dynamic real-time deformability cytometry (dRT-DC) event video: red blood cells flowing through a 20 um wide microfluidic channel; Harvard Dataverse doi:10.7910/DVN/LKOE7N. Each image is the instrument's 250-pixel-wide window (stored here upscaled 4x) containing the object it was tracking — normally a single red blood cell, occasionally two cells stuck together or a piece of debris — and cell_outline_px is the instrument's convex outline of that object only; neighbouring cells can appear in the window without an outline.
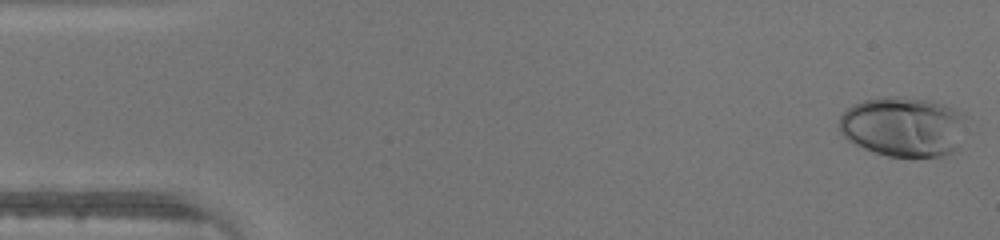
{"species": "human", "species_latin": "Homo sapiens", "temperature_condition": "warm", "stored_images_in_passage": 46, "camera_frame_rate_fps": 3000, "um_per_image_px": 0.085, "donor": {"sex": "male"}, "frame": {"image": 1, "passage_image": 1, "time_ms": 0.0, "image_size_px": [1000, 240], "cell_outline_px": [[964, 116], [956, 148], [952, 152], [940, 156], [888, 156], [864, 148], [848, 140], [840, 132], [840, 116], [848, 108], [864, 100], [884, 96], [904, 96], [928, 100], [944, 104], [960, 112]], "centroid_in_image_um": [76.73, 10.74], "position_along_channel_um": 8.3, "area_um2": 43.7}}
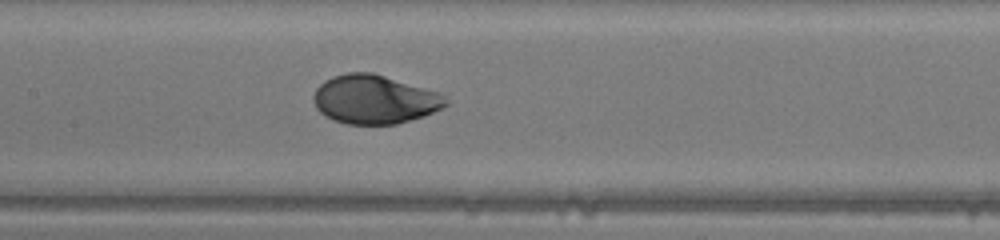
{"frame": {"image": 2, "passage_image": 22, "time_ms": 7.0, "image_size_px": [1000, 240], "cell_outline_px": [[448, 104], [444, 108], [424, 116], [396, 124], [348, 124], [332, 120], [324, 116], [316, 108], [312, 100], [312, 96], [316, 88], [324, 80], [332, 76], [348, 72], [372, 72], [440, 92], [448, 100]], "centroid_in_image_um": [31.82, 8.45], "position_along_channel_um": 175.6, "area_um2": 38.03}}
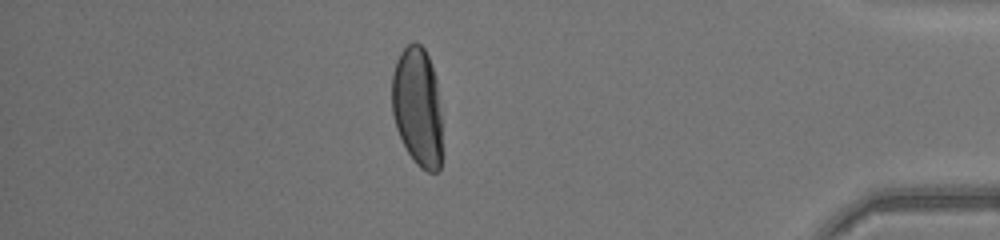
{"frame": {"image": 3, "passage_image": 40, "time_ms": 13.0, "image_size_px": [1000, 240], "cell_outline_px": [[444, 156], [440, 168], [436, 172], [428, 172], [420, 168], [416, 164], [408, 152], [396, 128], [392, 112], [392, 72], [396, 60], [400, 52], [408, 44], [420, 44], [424, 48], [428, 56], [436, 80], [440, 112], [444, 152]], "centroid_in_image_um": [35.51, 9.15], "position_along_channel_um": 399.7, "area_um2": 35.43}}